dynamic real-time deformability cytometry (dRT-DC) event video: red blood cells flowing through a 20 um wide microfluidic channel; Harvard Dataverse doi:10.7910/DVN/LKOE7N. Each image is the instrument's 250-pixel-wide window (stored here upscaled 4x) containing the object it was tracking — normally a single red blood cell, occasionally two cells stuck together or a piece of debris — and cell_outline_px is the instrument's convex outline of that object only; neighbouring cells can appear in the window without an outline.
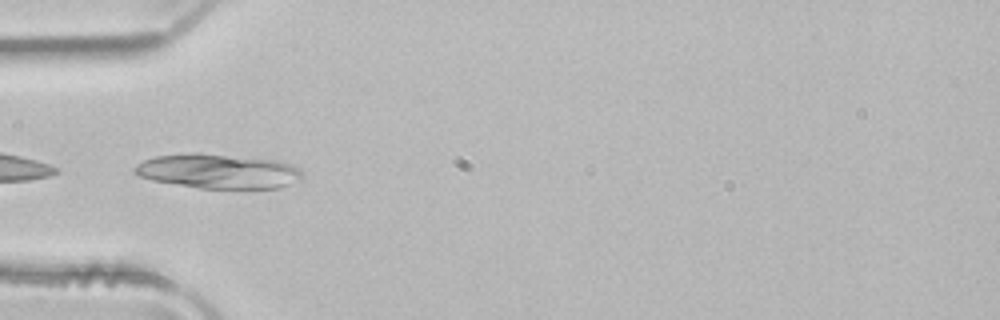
{"species": "common noctule bat (a hibernating species)", "species_latin": "Nyctalus noctula", "temperature_condition": "room temperature", "stored_images_in_passage": 37, "camera_frame_rate_fps": 3000, "um_per_image_px": 0.085, "animal": {"sex": "male", "body_mass_g": 21.5, "forearm_length_mm": 52.0}, "frame": {"image": 1, "passage_image": 7, "time_ms": 2.0, "image_size_px": [1000, 320], "cell_outline_px": [[300, 180], [280, 188], [200, 188], [152, 180], [140, 176], [132, 172], [132, 168], [136, 164], [144, 160], [156, 156], [192, 152], [200, 152], [276, 160], [292, 164], [300, 168]], "centroid_in_image_um": [18.52, 14.54], "position_along_channel_um": 66.5, "area_um2": 33.87}}
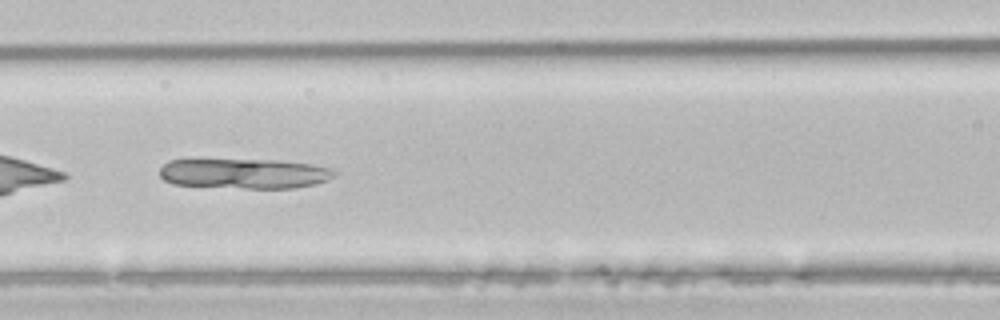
{"frame": {"image": 2, "passage_image": 13, "time_ms": 4.0, "image_size_px": [1000, 320], "cell_outline_px": [[336, 172], [328, 180], [316, 184], [296, 188], [244, 188], [172, 184], [164, 180], [160, 176], [160, 168], [168, 160], [280, 160], [312, 164], [328, 168]], "centroid_in_image_um": [20.77, 14.75], "position_along_channel_um": 145.8, "area_um2": 30.46}}
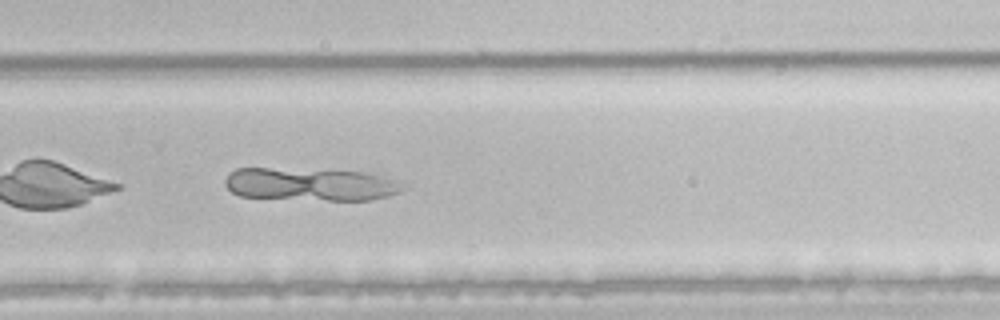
{"frame": {"image": 3, "passage_image": 25, "time_ms": 8.0, "image_size_px": [1000, 320], "cell_outline_px": [[408, 188], [400, 192], [388, 196], [372, 200], [328, 200], [240, 196], [232, 192], [224, 184], [224, 180], [228, 172], [236, 168], [268, 168], [364, 172], [408, 180]], "centroid_in_image_um": [26.52, 15.66], "position_along_channel_um": 303.3, "area_um2": 34.62}}